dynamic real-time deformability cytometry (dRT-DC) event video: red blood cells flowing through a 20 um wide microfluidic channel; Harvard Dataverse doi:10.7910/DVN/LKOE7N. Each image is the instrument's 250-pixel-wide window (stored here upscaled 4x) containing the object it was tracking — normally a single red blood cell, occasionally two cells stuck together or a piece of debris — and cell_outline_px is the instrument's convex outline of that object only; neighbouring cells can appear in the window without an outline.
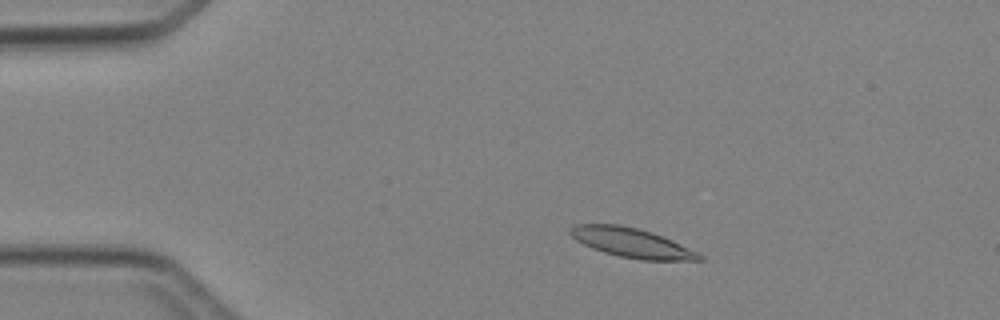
{"species": "Egyptian fruit bat (a non-hibernating species)", "species_latin": "Rousettus aegyptiacus", "temperature_condition": "cold", "stored_images_in_passage": 3, "camera_frame_rate_fps": 3000, "um_per_image_px": 0.085, "animal": {"sex": "female"}, "frame": {"image": 1, "passage_image": 1, "time_ms": 0.0, "image_size_px": [1000, 320], "cell_outline_px": [[704, 260], [640, 260], [620, 256], [604, 252], [592, 248], [576, 240], [568, 232], [568, 228], [576, 224], [620, 224], [640, 228], [652, 232], [672, 240], [704, 256]], "centroid_in_image_um": [53.66, 20.62], "position_along_channel_um": 31.3, "area_um2": 22.08}}